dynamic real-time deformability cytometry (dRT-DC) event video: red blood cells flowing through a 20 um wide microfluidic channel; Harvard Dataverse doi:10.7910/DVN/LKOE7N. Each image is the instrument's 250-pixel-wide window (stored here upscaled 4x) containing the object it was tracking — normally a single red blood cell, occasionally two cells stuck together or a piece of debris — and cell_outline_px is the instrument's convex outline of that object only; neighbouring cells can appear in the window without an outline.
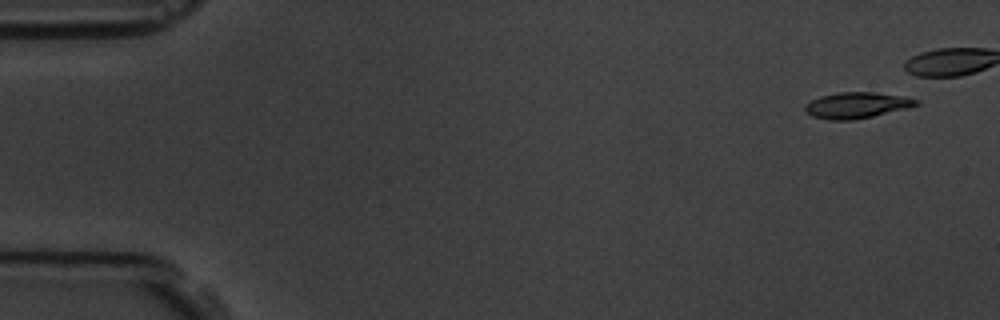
{"species": "common noctule bat (a hibernating species)", "species_latin": "Nyctalus noctula", "temperature_condition": "room temperature", "stored_images_in_passage": 8, "segment_of_instrument_passage": [1, 2], "camera_frame_rate_fps": 3000, "um_per_image_px": 0.085, "animal": {"sex": "male", "body_mass_g": 19.5, "forearm_length_mm": 54.6}, "frame": {"image": 1, "passage_image": 1, "time_ms": 0.0, "image_size_px": [1000, 320], "cell_outline_px": [[920, 104], [872, 116], [852, 120], [828, 120], [812, 116], [804, 112], [804, 104], [820, 96], [840, 92], [872, 92], [904, 96], [920, 100]], "centroid_in_image_um": [72.77, 8.94], "position_along_channel_um": 12.2, "area_um2": 16.76}}
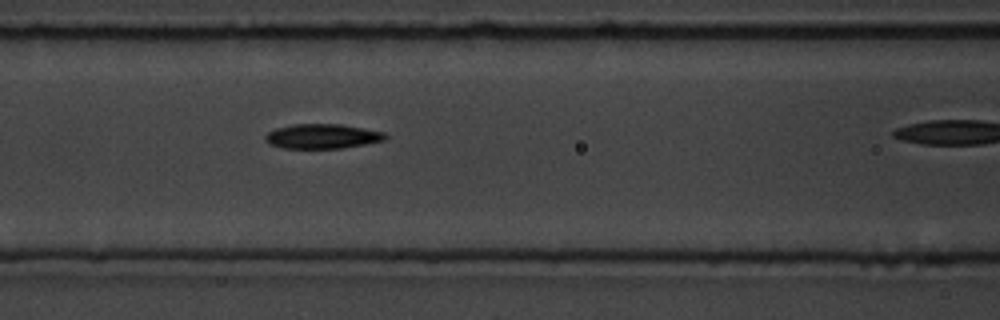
{"frame": {"image": 2, "passage_image": 7, "time_ms": 7.0, "image_size_px": [1000, 320], "cell_outline_px": [[388, 136], [384, 140], [344, 148], [284, 148], [268, 144], [264, 140], [264, 136], [268, 132], [276, 128], [292, 124], [340, 124], [364, 128], [384, 132]], "centroid_in_image_um": [27.36, 11.58], "position_along_channel_um": 139.2, "area_um2": 17.28}}